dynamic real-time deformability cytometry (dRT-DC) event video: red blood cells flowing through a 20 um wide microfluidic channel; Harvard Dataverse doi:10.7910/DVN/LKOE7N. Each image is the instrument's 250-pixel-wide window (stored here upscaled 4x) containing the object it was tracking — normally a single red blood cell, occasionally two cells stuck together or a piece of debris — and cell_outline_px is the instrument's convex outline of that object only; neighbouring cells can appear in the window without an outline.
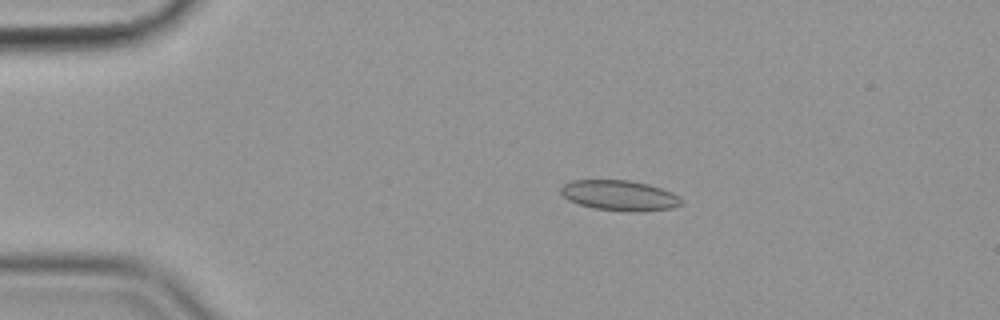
{"species": "common noctule bat (a hibernating species)", "species_latin": "Nyctalus noctula", "temperature_condition": "cold", "stored_images_in_passage": 46, "camera_frame_rate_fps": 3000, "um_per_image_px": 0.085, "animal": {"sex": "female", "body_mass_g": 19.9}, "frame": {"image": 1, "passage_image": 1, "time_ms": 0.0, "image_size_px": [1000, 320], "cell_outline_px": [[684, 200], [680, 204], [672, 208], [632, 212], [596, 208], [580, 204], [568, 200], [560, 192], [560, 188], [564, 184], [572, 180], [628, 180], [648, 184], [672, 192], [680, 196]], "centroid_in_image_um": [52.67, 16.6], "position_along_channel_um": 32.3, "area_um2": 21.15}}
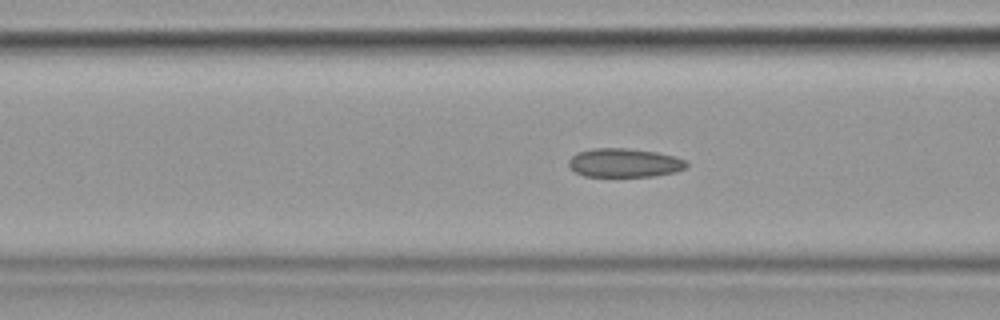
{"frame": {"image": 2, "passage_image": 12, "time_ms": 3.667, "image_size_px": [1000, 320], "cell_outline_px": [[688, 164], [684, 168], [676, 172], [652, 176], [584, 176], [576, 172], [568, 164], [568, 160], [576, 152], [592, 148], [628, 148], [656, 152], [672, 156], [684, 160]], "centroid_in_image_um": [53.03, 13.83], "position_along_channel_um": 113.6, "area_um2": 19.65}}
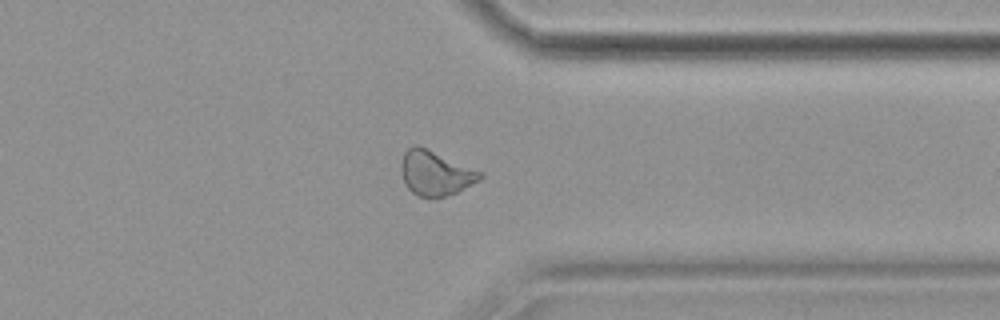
{"frame": {"image": 3, "passage_image": 34, "time_ms": 11.0, "image_size_px": [1000, 320], "cell_outline_px": [[484, 176], [480, 180], [456, 192], [444, 196], [416, 196], [408, 188], [400, 172], [400, 164], [404, 152], [408, 148], [416, 144], [428, 148], [484, 172]], "centroid_in_image_um": [37.01, 14.68], "position_along_channel_um": 374.4, "area_um2": 20.63}, "authors_computed_cell_mechanics": {"area_um2": 20.2589, "velocity_mm_per_s": 3.5918, "shape_relaxation_time_tau1_ms": null, "shape_relaxation_time_tau2_ms": 2.0293, "deformation_change_tau1": null, "deformation_change_tau2": 0.0688}}